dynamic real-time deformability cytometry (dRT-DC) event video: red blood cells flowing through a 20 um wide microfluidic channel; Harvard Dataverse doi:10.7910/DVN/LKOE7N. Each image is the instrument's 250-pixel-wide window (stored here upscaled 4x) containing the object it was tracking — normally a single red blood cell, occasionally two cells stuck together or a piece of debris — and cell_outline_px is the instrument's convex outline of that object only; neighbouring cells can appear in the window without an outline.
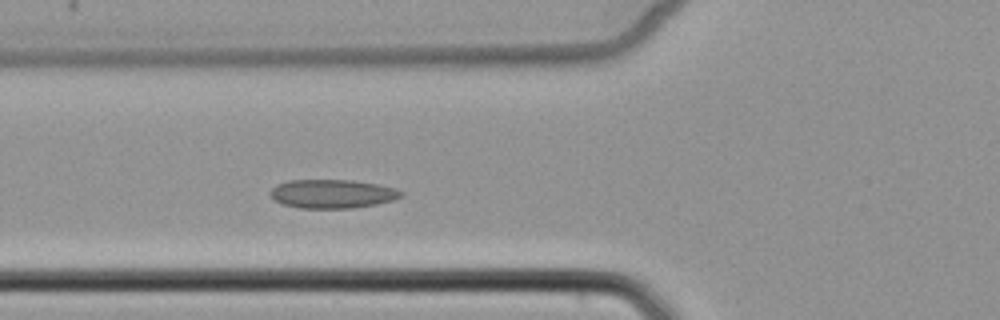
{"species": "common noctule bat (a hibernating species)", "species_latin": "Nyctalus noctula", "temperature_condition": "cold", "stored_images_in_passage": 4, "camera_frame_rate_fps": 3000, "um_per_image_px": 0.085, "animal": {"sex": "female", "body_mass_g": 22.7, "forearm_length_mm": 54.2}, "frame": {"image": 1, "passage_image": 4, "time_ms": 3.333, "image_size_px": [1000, 320], "cell_outline_px": [[404, 192], [400, 196], [392, 200], [376, 204], [352, 208], [300, 208], [284, 204], [272, 200], [268, 192], [276, 184], [288, 180], [352, 180], [376, 184], [396, 188]], "centroid_in_image_um": [28.19, 16.47], "position_along_channel_um": 97.6, "area_um2": 21.96}}